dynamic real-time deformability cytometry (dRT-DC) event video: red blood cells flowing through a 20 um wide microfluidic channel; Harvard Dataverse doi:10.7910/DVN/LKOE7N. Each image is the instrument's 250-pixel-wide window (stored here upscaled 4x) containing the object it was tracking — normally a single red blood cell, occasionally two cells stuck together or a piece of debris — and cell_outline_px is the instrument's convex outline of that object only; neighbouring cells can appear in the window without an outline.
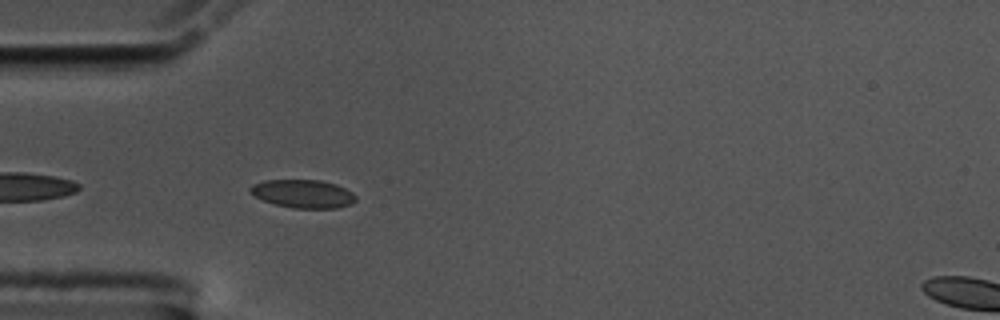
{"species": "common noctule bat (a hibernating species)", "species_latin": "Nyctalus noctula", "temperature_condition": "cold", "stored_images_in_passage": 12, "camera_frame_rate_fps": 3000, "um_per_image_px": 0.085, "animal": {"sex": "male", "body_mass_g": 17.5, "forearm_length_mm": 52.3}, "frame": {"image": 1, "passage_image": 3, "time_ms": 0.667, "image_size_px": [1000, 320], "cell_outline_px": [[356, 200], [352, 204], [336, 208], [292, 208], [276, 204], [252, 196], [248, 192], [248, 188], [252, 184], [264, 180], [320, 180], [336, 184], [352, 192], [356, 196]], "centroid_in_image_um": [25.72, 16.46], "position_along_channel_um": 59.3, "area_um2": 17.51}}